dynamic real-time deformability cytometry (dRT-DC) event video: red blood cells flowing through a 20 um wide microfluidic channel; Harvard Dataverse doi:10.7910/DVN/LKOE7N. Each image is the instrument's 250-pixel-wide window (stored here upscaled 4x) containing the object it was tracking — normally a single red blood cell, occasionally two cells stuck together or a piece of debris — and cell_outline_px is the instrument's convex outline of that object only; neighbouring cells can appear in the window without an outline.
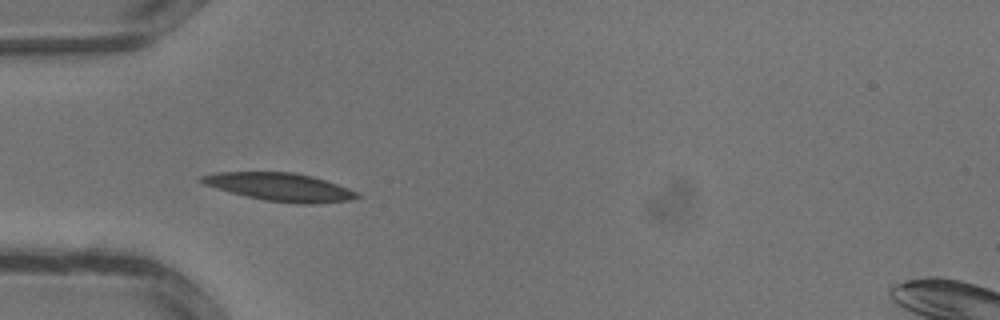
{"species": "common noctule bat (a hibernating species)", "species_latin": "Nyctalus noctula", "temperature_condition": "warm", "stored_images_in_passage": 12, "camera_frame_rate_fps": 3000, "um_per_image_px": 0.085, "animal": {"sex": "male", "body_mass_g": 13.3}, "frame": {"image": 1, "passage_image": 10, "time_ms": 3.0, "image_size_px": [1000, 320], "cell_outline_px": [[360, 196], [352, 200], [316, 204], [296, 204], [264, 200], [216, 188], [204, 184], [196, 180], [200, 176], [216, 172], [296, 172], [312, 176], [360, 192]], "centroid_in_image_um": [23.82, 15.9], "position_along_channel_um": 61.2, "area_um2": 25.49}}
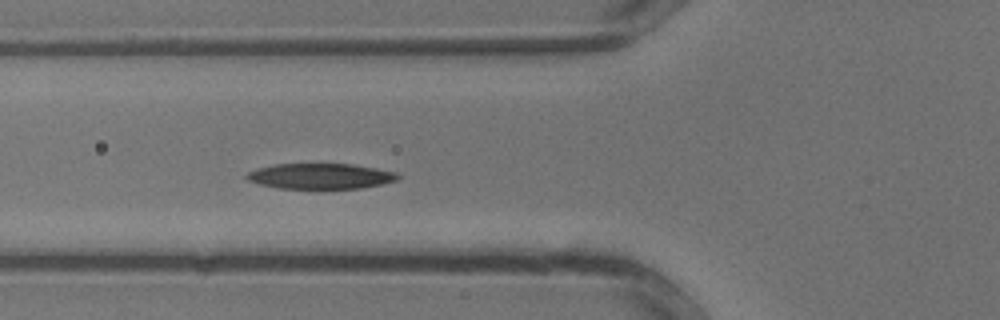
{"frame": {"image": 2, "passage_image": 12, "time_ms": 3.667, "image_size_px": [1000, 320], "cell_outline_px": [[400, 176], [396, 180], [380, 184], [360, 188], [276, 188], [260, 184], [248, 180], [244, 176], [248, 172], [256, 168], [276, 164], [352, 164], [376, 168], [396, 172]], "centroid_in_image_um": [27.21, 14.96], "position_along_channel_um": 98.6, "area_um2": 22.31}}